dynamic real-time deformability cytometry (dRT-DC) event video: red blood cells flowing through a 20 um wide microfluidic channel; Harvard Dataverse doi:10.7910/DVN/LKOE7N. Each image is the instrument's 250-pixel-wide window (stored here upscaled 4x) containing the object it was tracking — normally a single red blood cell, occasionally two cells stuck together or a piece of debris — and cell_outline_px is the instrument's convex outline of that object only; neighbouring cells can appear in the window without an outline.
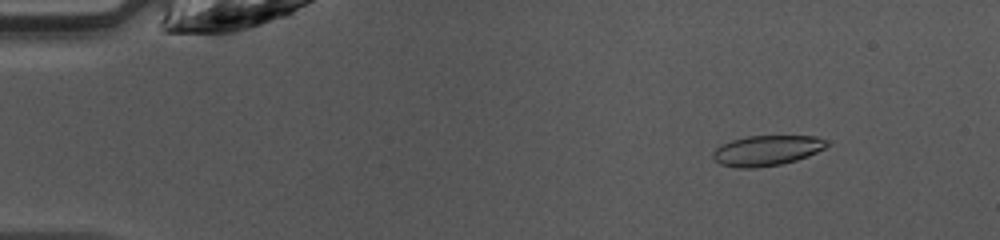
{"species": "common noctule bat (a hibernating species)", "species_latin": "Nyctalus noctula", "temperature_condition": "warm", "stored_images_in_passage": 47, "camera_frame_rate_fps": 3000, "um_per_image_px": 0.085, "animal": {"sex": "female", "body_mass_g": 10.0, "forearm_length_mm": 53.1}, "frame": {"image": 1, "passage_image": 6, "time_ms": 1.667, "image_size_px": [1000, 240], "cell_outline_px": [[828, 144], [824, 148], [808, 156], [796, 160], [780, 164], [756, 168], [736, 168], [720, 164], [712, 156], [712, 152], [720, 144], [732, 140], [748, 136], [816, 136], [828, 140]], "centroid_in_image_um": [65.16, 12.79], "position_along_channel_um": 19.8, "area_um2": 20.11}}
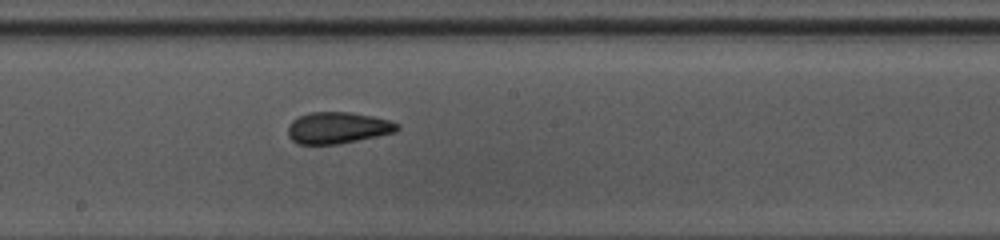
{"frame": {"image": 2, "passage_image": 26, "time_ms": 8.333, "image_size_px": [1000, 240], "cell_outline_px": [[400, 128], [396, 132], [340, 144], [300, 144], [292, 140], [288, 136], [288, 124], [292, 120], [300, 116], [312, 112], [352, 112], [392, 120], [400, 124]], "centroid_in_image_um": [28.74, 10.86], "position_along_channel_um": 219.5, "area_um2": 20.23}}
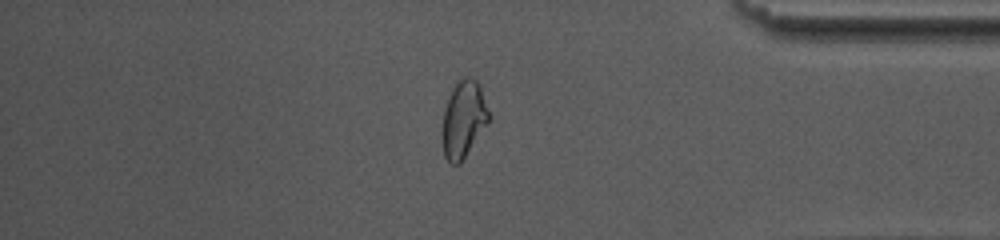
{"frame": {"image": 3, "passage_image": 40, "time_ms": 13.0, "image_size_px": [1000, 240], "cell_outline_px": [[488, 124], [460, 164], [452, 164], [444, 156], [440, 136], [444, 108], [452, 88], [464, 76], [472, 76], [480, 84], [488, 112]], "centroid_in_image_um": [39.37, 10.15], "position_along_channel_um": 395.8, "area_um2": 21.1}, "authors_computed_cell_mechanics": {"area_um2": 20.23, "velocity_mm_per_s": 4.2593, "shape_relaxation_time_tau1_ms": null, "shape_relaxation_time_tau2_ms": 1.4064, "deformation_change_tau1": null, "deformation_change_tau2": 0.0888}}